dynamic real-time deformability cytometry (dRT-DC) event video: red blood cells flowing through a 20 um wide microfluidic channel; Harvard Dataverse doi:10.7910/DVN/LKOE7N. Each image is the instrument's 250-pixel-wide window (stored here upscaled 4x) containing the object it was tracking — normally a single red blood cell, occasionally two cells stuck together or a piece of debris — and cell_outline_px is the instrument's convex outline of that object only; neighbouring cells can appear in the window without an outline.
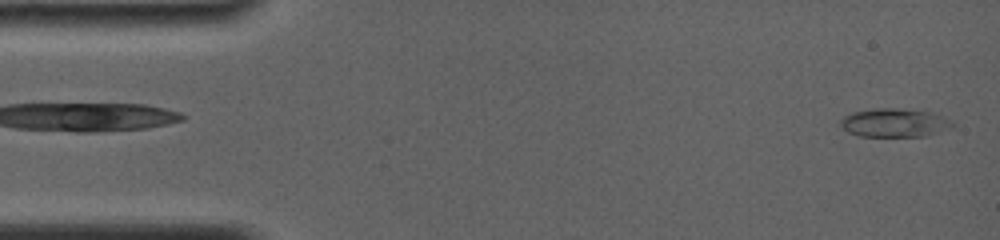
{"species": "common noctule bat (a hibernating species)", "species_latin": "Nyctalus noctula", "temperature_condition": "room temperature", "stored_images_in_passage": 8, "camera_frame_rate_fps": 4000, "um_per_image_px": 0.085, "animal": {"sex": "female", "body_mass_g": 19.0, "forearm_length_mm": 56.7}, "frame": {"image": 1, "passage_image": 1, "time_ms": 0.0, "image_size_px": [1000, 240], "cell_outline_px": [[956, 124], [952, 128], [924, 136], [860, 136], [848, 132], [840, 124], [840, 120], [844, 116], [852, 112], [880, 108], [896, 108], [928, 112], [952, 120]], "centroid_in_image_um": [76.04, 10.44], "position_along_channel_um": 9.0, "area_um2": 18.44}}
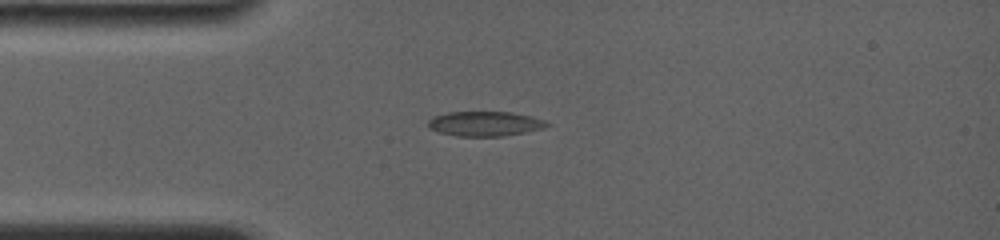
{"frame": {"image": 2, "passage_image": 7, "time_ms": 3.5, "image_size_px": [1000, 240], "cell_outline_px": [[552, 124], [544, 128], [504, 136], [456, 136], [440, 132], [428, 128], [428, 120], [432, 116], [448, 112], [512, 112], [532, 116], [544, 120]], "centroid_in_image_um": [41.22, 10.51], "position_along_channel_um": 43.8, "area_um2": 17.22}}